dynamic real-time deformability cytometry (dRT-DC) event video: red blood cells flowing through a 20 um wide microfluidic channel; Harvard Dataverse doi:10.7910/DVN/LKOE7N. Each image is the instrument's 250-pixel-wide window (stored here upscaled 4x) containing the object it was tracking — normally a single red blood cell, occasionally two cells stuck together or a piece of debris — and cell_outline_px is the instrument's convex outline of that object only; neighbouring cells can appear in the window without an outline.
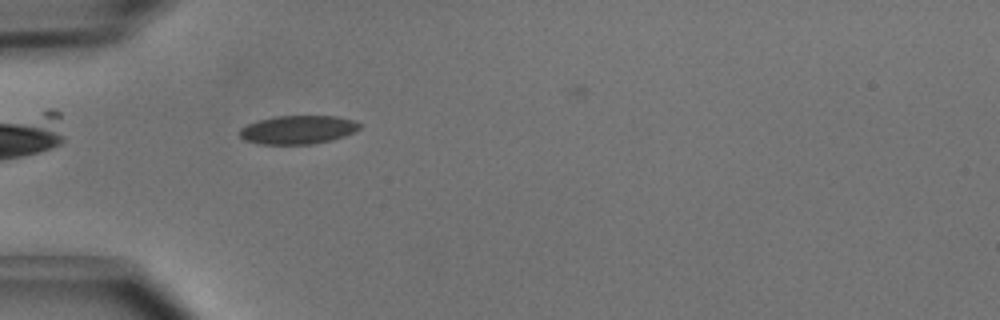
{"species": "common noctule bat (a hibernating species)", "species_latin": "Nyctalus noctula", "temperature_condition": "cold", "stored_images_in_passage": 4, "camera_frame_rate_fps": 3000, "um_per_image_px": 0.085, "animal": {"sex": "male", "body_mass_g": 15.6}, "frame": {"image": 1, "passage_image": 2, "time_ms": 0.333, "image_size_px": [1000, 320], "cell_outline_px": [[360, 128], [344, 136], [332, 140], [312, 144], [260, 144], [244, 140], [240, 136], [240, 128], [248, 124], [260, 120], [276, 116], [336, 116], [356, 120], [360, 124]], "centroid_in_image_um": [25.34, 11.03], "position_along_channel_um": 59.7, "area_um2": 19.88}}
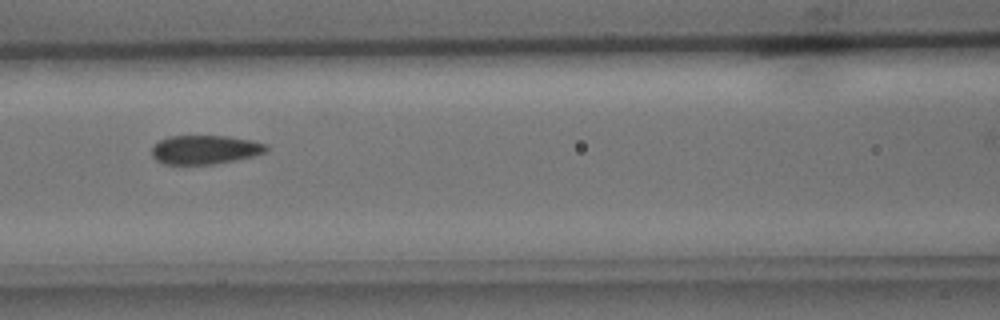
{"frame": {"image": 2, "passage_image": 4, "time_ms": 1.0, "image_size_px": [1000, 320], "cell_outline_px": [[268, 148], [264, 152], [252, 156], [236, 160], [212, 164], [164, 164], [156, 160], [152, 156], [152, 148], [160, 140], [168, 136], [228, 136], [252, 140], [268, 144]], "centroid_in_image_um": [17.43, 12.71], "position_along_channel_um": 149.2, "area_um2": 19.25}}